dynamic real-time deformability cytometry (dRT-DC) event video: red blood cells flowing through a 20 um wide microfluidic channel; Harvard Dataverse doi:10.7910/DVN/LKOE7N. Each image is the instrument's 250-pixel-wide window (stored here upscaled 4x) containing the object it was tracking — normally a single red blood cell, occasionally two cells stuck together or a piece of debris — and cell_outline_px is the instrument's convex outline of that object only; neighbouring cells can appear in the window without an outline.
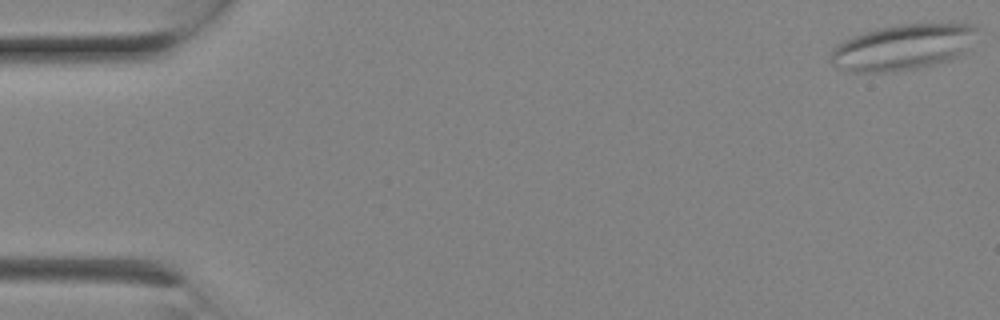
{"species": "Egyptian fruit bat (a non-hibernating species)", "species_latin": "Rousettus aegyptiacus", "temperature_condition": "room temperature", "stored_images_in_passage": 8, "camera_frame_rate_fps": 3000, "um_per_image_px": 0.085, "animal": {"sex": "female"}, "frame": {"image": 1, "passage_image": 1, "time_ms": 0.0, "image_size_px": [1000, 320], "cell_outline_px": [[980, 28], [964, 56], [952, 60], [920, 68], [896, 72], [848, 72], [836, 68], [828, 60], [832, 48], [836, 44], [852, 36], [876, 28], [900, 24], [976, 24]], "centroid_in_image_um": [76.74, 4.03], "position_along_channel_um": 8.3, "area_um2": 40.06}}